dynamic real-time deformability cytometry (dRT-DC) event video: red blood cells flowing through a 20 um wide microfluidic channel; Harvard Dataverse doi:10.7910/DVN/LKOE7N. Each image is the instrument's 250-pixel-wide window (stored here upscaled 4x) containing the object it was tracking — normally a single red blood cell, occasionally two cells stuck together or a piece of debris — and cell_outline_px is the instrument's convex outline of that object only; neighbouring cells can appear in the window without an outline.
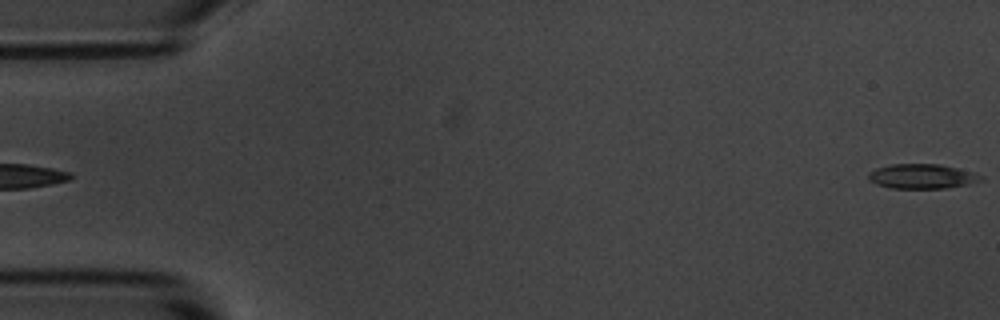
{"species": "common noctule bat (a hibernating species)", "species_latin": "Nyctalus noctula", "temperature_condition": "room temperature", "stored_images_in_passage": 55, "camera_frame_rate_fps": 3000, "um_per_image_px": 0.085, "animal": {"sex": "male", "body_mass_g": 20.1, "forearm_length_mm": 53.5}, "frame": {"image": 1, "passage_image": 1, "time_ms": 0.0, "image_size_px": [1000, 320], "cell_outline_px": [[984, 180], [968, 184], [944, 188], [888, 188], [876, 184], [868, 180], [868, 172], [876, 168], [892, 164], [940, 164], [972, 172], [984, 176]], "centroid_in_image_um": [78.35, 14.99], "position_along_channel_um": 6.7, "area_um2": 16.18}}
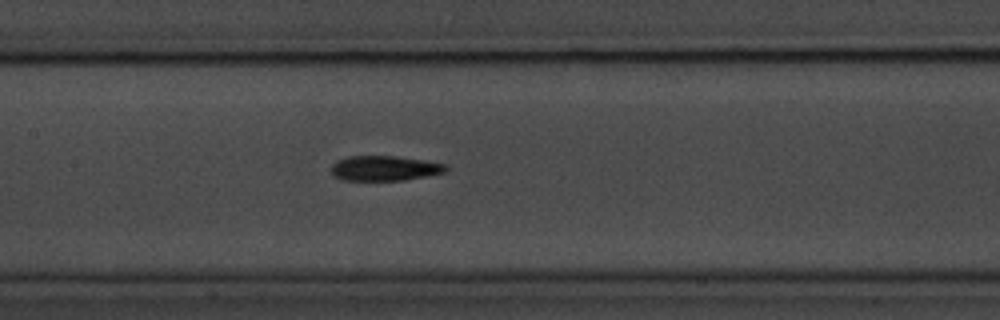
{"frame": {"image": 2, "passage_image": 26, "time_ms": 8.333, "image_size_px": [1000, 320], "cell_outline_px": [[448, 168], [444, 172], [428, 176], [404, 180], [344, 180], [336, 176], [332, 172], [332, 164], [336, 160], [348, 156], [392, 156], [424, 160], [444, 164]], "centroid_in_image_um": [32.68, 14.3], "position_along_channel_um": 174.7, "area_um2": 16.53}}
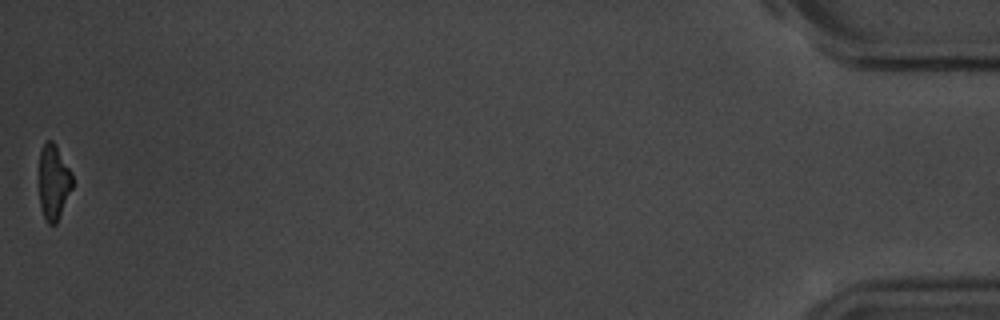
{"frame": {"image": 3, "passage_image": 55, "time_ms": 18.0, "image_size_px": [1000, 320], "cell_outline_px": [[72, 188], [56, 224], [48, 224], [44, 216], [40, 204], [40, 152], [44, 144], [48, 140], [52, 140], [56, 144], [72, 172]], "centroid_in_image_um": [4.57, 15.45], "position_along_channel_um": 430.6, "area_um2": 14.39}, "authors_computed_cell_mechanics": {"area_um2": 16.5886, "velocity_mm_per_s": 3.6652, "shape_relaxation_time_tau1_ms": 2.5915, "shape_relaxation_time_tau2_ms": 3.2924, "deformation_change_tau1": 0.1545, "deformation_change_tau2": 0.1169}}